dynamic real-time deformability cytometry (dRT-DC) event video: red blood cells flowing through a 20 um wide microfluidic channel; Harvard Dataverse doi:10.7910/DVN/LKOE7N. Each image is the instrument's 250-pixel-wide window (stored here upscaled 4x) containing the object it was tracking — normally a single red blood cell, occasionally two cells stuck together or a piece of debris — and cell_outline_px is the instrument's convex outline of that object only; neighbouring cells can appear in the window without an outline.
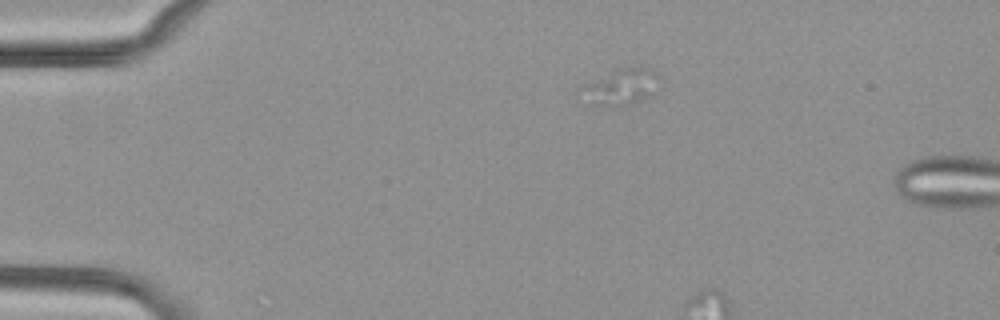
{"species": "common noctule bat (a hibernating species)", "species_latin": "Nyctalus noctula", "temperature_condition": "cold", "stored_images_in_passage": 8, "camera_frame_rate_fps": 3000, "um_per_image_px": 0.085, "animal": {"sex": "female", "body_mass_g": 29.2, "forearm_length_mm": 56.3}, "frame": {"image": 1, "passage_image": 6, "time_ms": 1.667, "image_size_px": [1000, 320], "cell_outline_px": [[660, 76], [648, 96], [628, 104], [596, 104], [592, 100], [584, 84], [620, 68], [652, 68]], "centroid_in_image_um": [52.92, 7.31], "position_along_channel_um": 32.1, "area_um2": 14.57}}